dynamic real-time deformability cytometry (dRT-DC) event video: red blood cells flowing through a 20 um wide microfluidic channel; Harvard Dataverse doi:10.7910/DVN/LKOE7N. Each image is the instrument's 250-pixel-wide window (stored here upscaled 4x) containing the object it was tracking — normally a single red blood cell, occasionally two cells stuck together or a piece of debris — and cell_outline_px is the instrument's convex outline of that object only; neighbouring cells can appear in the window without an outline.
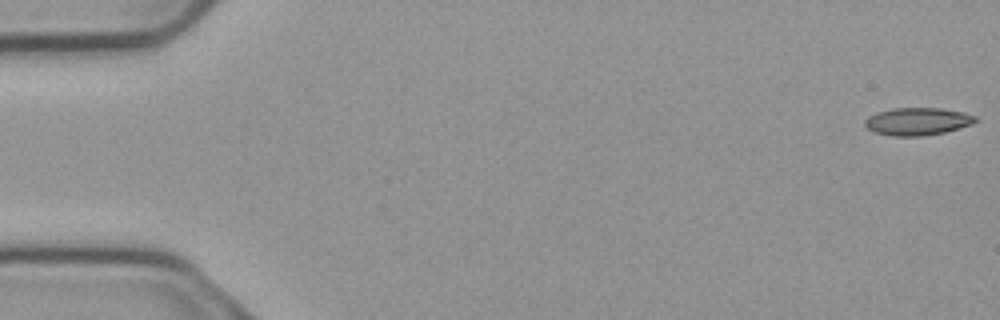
{"species": "common noctule bat (a hibernating species)", "species_latin": "Nyctalus noctula", "temperature_condition": "cold", "stored_images_in_passage": 6, "camera_frame_rate_fps": 3000, "um_per_image_px": 0.085, "animal": {"sex": "male", "body_mass_g": 23.1, "forearm_length_mm": 52.7}, "frame": {"image": 1, "passage_image": 1, "time_ms": 0.0, "image_size_px": [1000, 320], "cell_outline_px": [[980, 120], [972, 124], [960, 128], [944, 132], [924, 136], [892, 136], [872, 132], [864, 124], [864, 120], [868, 116], [876, 112], [892, 108], [940, 108], [964, 112], [976, 116]], "centroid_in_image_um": [77.99, 10.32], "position_along_channel_um": 7.0, "area_um2": 18.03}}
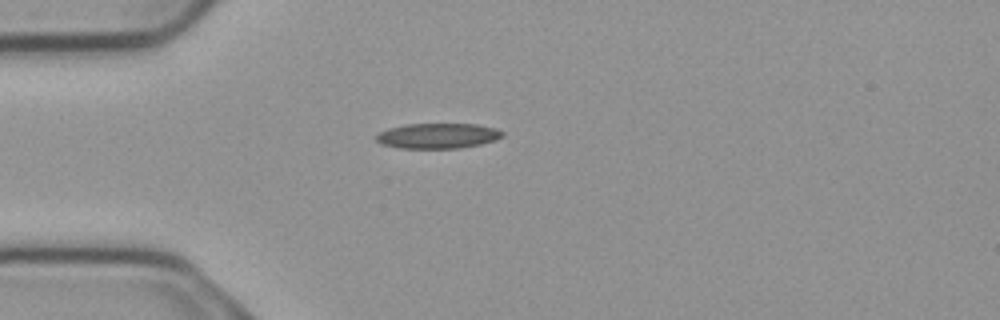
{"frame": {"image": 2, "passage_image": 5, "time_ms": 1.333, "image_size_px": [1000, 320], "cell_outline_px": [[504, 136], [496, 140], [480, 144], [460, 148], [400, 148], [380, 144], [376, 140], [376, 136], [380, 132], [388, 128], [408, 124], [476, 124], [496, 128], [504, 132]], "centroid_in_image_um": [37.23, 11.54], "position_along_channel_um": 47.8, "area_um2": 18.61}}